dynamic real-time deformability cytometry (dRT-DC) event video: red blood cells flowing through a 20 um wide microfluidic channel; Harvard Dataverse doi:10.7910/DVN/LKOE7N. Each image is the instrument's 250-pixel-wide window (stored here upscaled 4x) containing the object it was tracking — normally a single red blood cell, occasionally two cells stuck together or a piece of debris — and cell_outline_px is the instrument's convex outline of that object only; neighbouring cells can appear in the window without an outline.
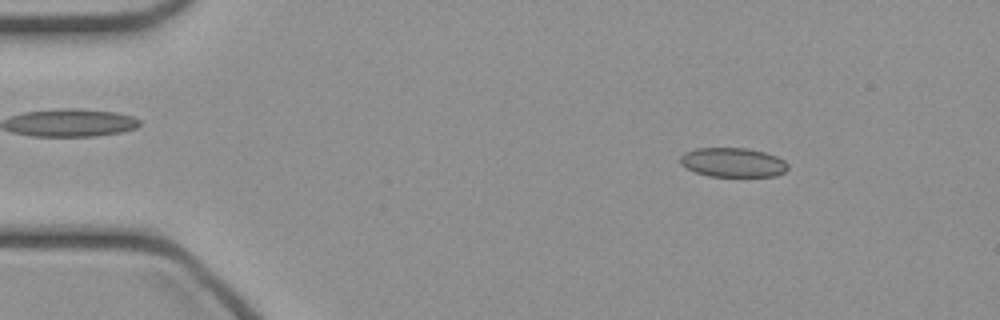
{"species": "common noctule bat (a hibernating species)", "species_latin": "Nyctalus noctula", "temperature_condition": "cold", "stored_images_in_passage": 47, "camera_frame_rate_fps": 3000, "um_per_image_px": 0.085, "animal": {"sex": "female", "body_mass_g": 21.9}, "frame": {"image": 1, "passage_image": 6, "time_ms": 1.667, "image_size_px": [1000, 320], "cell_outline_px": [[788, 168], [784, 172], [776, 176], [708, 176], [696, 172], [680, 164], [680, 156], [684, 152], [696, 148], [748, 148], [764, 152], [776, 156], [784, 160], [788, 164]], "centroid_in_image_um": [62.3, 13.8], "position_along_channel_um": 22.7, "area_um2": 18.38}}
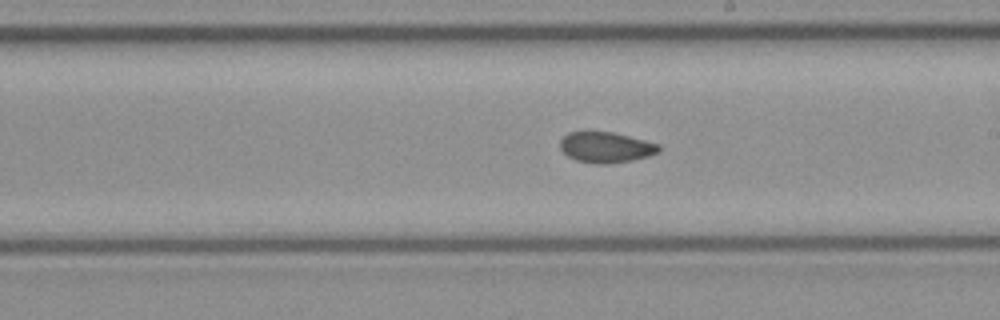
{"frame": {"image": 2, "passage_image": 26, "time_ms": 8.333, "image_size_px": [1000, 320], "cell_outline_px": [[660, 152], [648, 156], [632, 160], [608, 164], [596, 164], [576, 160], [568, 156], [560, 148], [560, 140], [568, 132], [612, 132], [660, 144]], "centroid_in_image_um": [51.51, 12.53], "position_along_channel_um": 237.5, "area_um2": 17.57}}
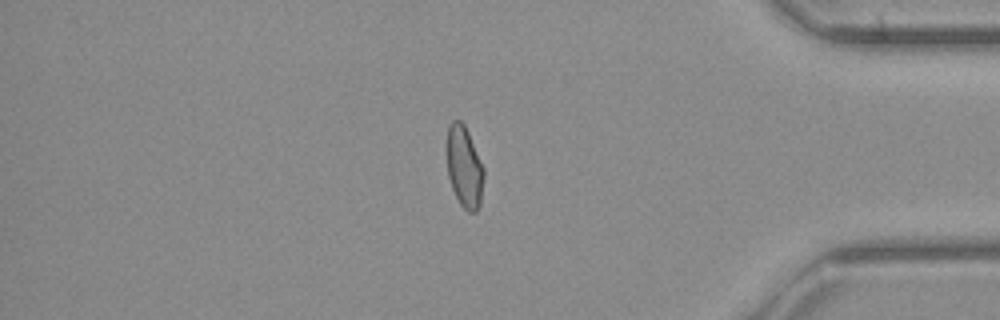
{"frame": {"image": 3, "passage_image": 39, "time_ms": 12.667, "image_size_px": [1000, 320], "cell_outline_px": [[484, 176], [480, 204], [476, 212], [468, 212], [460, 204], [452, 188], [448, 176], [448, 128], [452, 120], [460, 120], [464, 124], [468, 132], [484, 168]], "centroid_in_image_um": [39.48, 14.21], "position_along_channel_um": 395.7, "area_um2": 17.28}}